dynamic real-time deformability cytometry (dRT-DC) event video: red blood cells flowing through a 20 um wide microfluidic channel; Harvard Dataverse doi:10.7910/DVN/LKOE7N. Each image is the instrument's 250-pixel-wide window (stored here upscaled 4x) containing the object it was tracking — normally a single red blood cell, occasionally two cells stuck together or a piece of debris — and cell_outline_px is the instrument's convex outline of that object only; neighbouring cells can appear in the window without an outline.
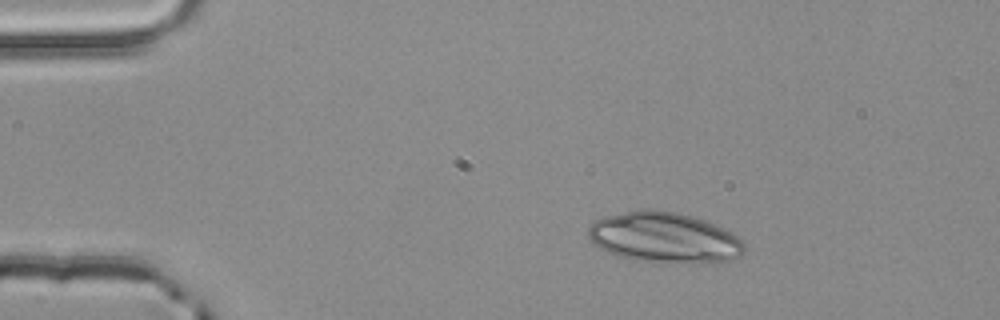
{"species": "common noctule bat (a hibernating species)", "species_latin": "Nyctalus noctula", "temperature_condition": "room temperature", "stored_images_in_passage": 2, "camera_frame_rate_fps": 3000, "um_per_image_px": 0.085, "animal": {"sex": "male", "body_mass_g": 20.4}, "frame": {"image": 1, "passage_image": 1, "time_ms": 0.0, "image_size_px": [1000, 320], "cell_outline_px": [[744, 248], [740, 256], [732, 260], [684, 264], [680, 264], [632, 260], [608, 252], [600, 248], [588, 236], [588, 228], [596, 220], [604, 216], [640, 208], [652, 208], [676, 212], [692, 216], [704, 220], [724, 228], [732, 232], [744, 244]], "centroid_in_image_um": [56.46, 20.19], "position_along_channel_um": 28.5, "area_um2": 46.3}}